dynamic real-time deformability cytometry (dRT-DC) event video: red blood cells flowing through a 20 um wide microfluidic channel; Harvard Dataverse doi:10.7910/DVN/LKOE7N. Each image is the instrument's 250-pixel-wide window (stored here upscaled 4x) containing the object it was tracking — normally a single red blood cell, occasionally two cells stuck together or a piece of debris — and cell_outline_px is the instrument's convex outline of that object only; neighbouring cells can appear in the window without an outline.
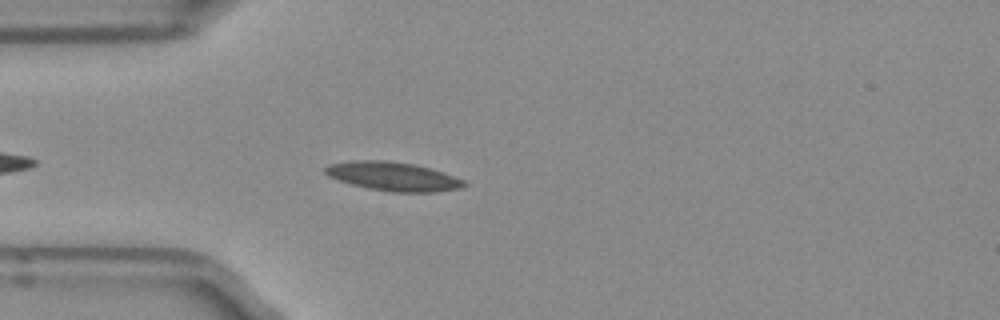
{"species": "Egyptian fruit bat (a non-hibernating species)", "species_latin": "Rousettus aegyptiacus", "temperature_condition": "room temperature", "stored_images_in_passage": 26, "camera_frame_rate_fps": 3000, "um_per_image_px": 0.085, "frame": {"image": 1, "passage_image": 3, "time_ms": 0.667, "image_size_px": [1000, 320], "cell_outline_px": [[468, 184], [460, 188], [436, 192], [392, 192], [368, 188], [352, 184], [328, 176], [324, 172], [324, 168], [328, 164], [352, 160], [388, 160], [416, 164], [464, 180]], "centroid_in_image_um": [33.38, 14.98], "position_along_channel_um": 51.6, "area_um2": 23.24}}
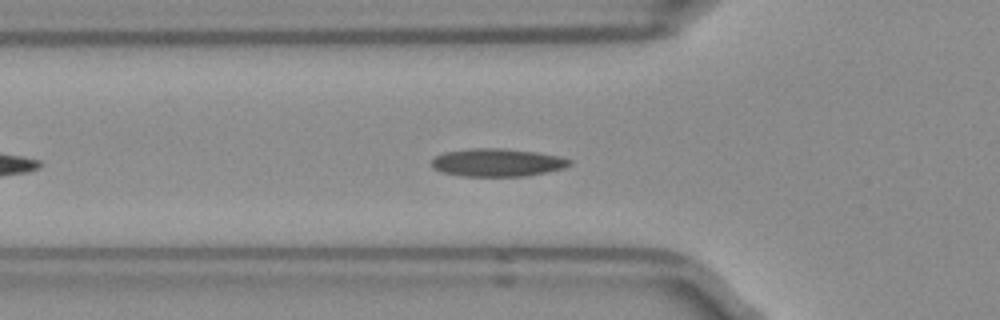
{"frame": {"image": 2, "passage_image": 6, "time_ms": 1.667, "image_size_px": [1000, 320], "cell_outline_px": [[572, 164], [564, 168], [524, 176], [464, 176], [440, 172], [432, 168], [432, 160], [436, 156], [444, 152], [472, 148], [504, 148], [536, 152], [560, 156], [572, 160]], "centroid_in_image_um": [42.26, 13.81], "position_along_channel_um": 83.5, "area_um2": 22.48}}
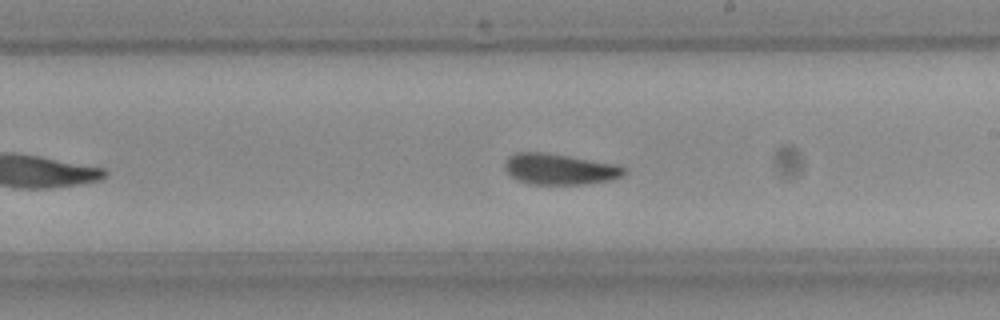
{"frame": {"image": 3, "passage_image": 18, "time_ms": 5.667, "image_size_px": [1000, 320], "cell_outline_px": [[628, 168], [620, 176], [608, 180], [588, 184], [532, 184], [516, 180], [504, 168], [504, 160], [508, 156], [516, 152], [548, 152], [616, 164]], "centroid_in_image_um": [47.53, 14.36], "position_along_channel_um": 241.5, "area_um2": 21.62}}